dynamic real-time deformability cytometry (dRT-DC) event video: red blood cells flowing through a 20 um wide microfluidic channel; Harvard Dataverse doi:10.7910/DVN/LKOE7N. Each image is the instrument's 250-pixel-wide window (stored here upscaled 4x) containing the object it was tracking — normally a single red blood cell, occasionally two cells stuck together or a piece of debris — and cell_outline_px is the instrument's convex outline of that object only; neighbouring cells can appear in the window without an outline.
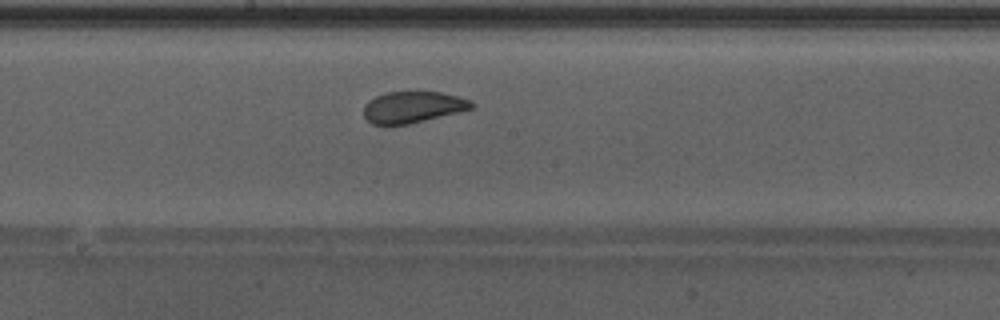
{"species": "Egyptian fruit bat (a non-hibernating species)", "species_latin": "Rousettus aegyptiacus", "temperature_condition": "warm", "stored_images_in_passage": 39, "camera_frame_rate_fps": 3000, "um_per_image_px": 0.085, "animal": {"sex": "male"}, "frame": {"image": 1, "passage_image": 17, "time_ms": 5.333, "image_size_px": [1000, 320], "cell_outline_px": [[476, 104], [472, 108], [460, 112], [408, 124], [372, 124], [364, 116], [364, 104], [368, 100], [376, 96], [388, 92], [440, 92], [472, 100]], "centroid_in_image_um": [35.1, 9.1], "position_along_channel_um": 213.1, "area_um2": 19.65}, "authors_computed_cell_mechanics": {"area_um2": 21.6172, "velocity_mm_per_s": 4.2572, "shape_relaxation_time_tau1_ms": 4.6396, "shape_relaxation_time_tau2_ms": 0.7637, "deformation_change_tau1": 0.136, "deformation_change_tau2": 0.0535}}